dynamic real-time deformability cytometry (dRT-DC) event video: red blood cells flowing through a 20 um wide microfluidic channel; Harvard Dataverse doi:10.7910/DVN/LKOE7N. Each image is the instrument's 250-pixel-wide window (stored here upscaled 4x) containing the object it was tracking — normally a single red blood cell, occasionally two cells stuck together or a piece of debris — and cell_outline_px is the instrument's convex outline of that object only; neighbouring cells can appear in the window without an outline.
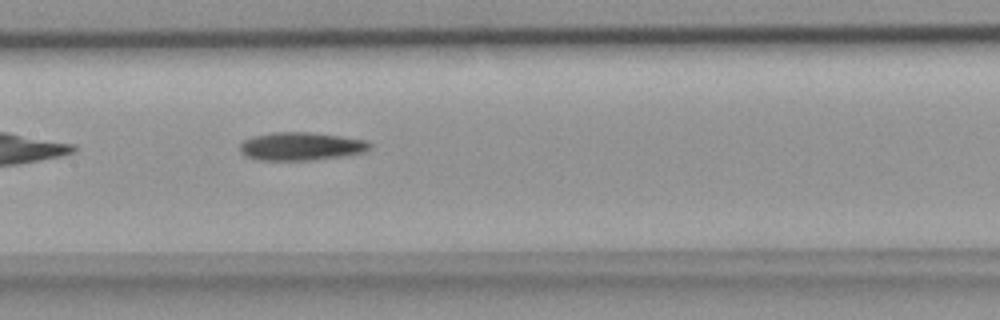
{"species": "common noctule bat (a hibernating species)", "species_latin": "Nyctalus noctula", "temperature_condition": "room temperature", "stored_images_in_passage": 6, "camera_frame_rate_fps": 3000, "um_per_image_px": 0.085, "animal": {"sex": "female", "body_mass_g": 18.4}, "frame": {"image": 1, "passage_image": 6, "time_ms": 1.667, "image_size_px": [1000, 320], "cell_outline_px": [[372, 148], [364, 152], [348, 156], [308, 160], [260, 160], [244, 156], [240, 152], [240, 144], [244, 140], [252, 136], [272, 132], [312, 132], [368, 140], [372, 144]], "centroid_in_image_um": [25.62, 12.43], "position_along_channel_um": 181.8, "area_um2": 21.62}}